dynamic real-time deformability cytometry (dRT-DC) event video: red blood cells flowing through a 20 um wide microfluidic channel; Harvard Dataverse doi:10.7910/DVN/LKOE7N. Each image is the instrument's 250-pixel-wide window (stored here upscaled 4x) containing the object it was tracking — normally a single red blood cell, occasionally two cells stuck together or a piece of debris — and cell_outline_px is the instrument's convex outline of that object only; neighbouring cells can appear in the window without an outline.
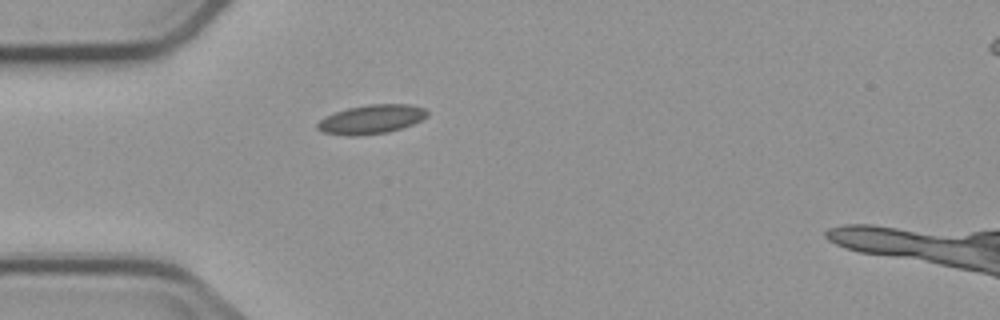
{"species": "common noctule bat (a hibernating species)", "species_latin": "Nyctalus noctula", "temperature_condition": "cold", "stored_images_in_passage": 4, "camera_frame_rate_fps": 3000, "um_per_image_px": 0.085, "animal": {"sex": "male", "body_mass_g": 23.1, "forearm_length_mm": 52.7}, "frame": {"image": 1, "passage_image": 4, "time_ms": 3.667, "image_size_px": [1000, 320], "cell_outline_px": [[428, 116], [412, 124], [388, 132], [352, 136], [348, 136], [324, 132], [316, 128], [316, 124], [324, 116], [348, 108], [368, 104], [408, 104], [424, 108], [428, 112]], "centroid_in_image_um": [31.55, 10.13], "position_along_channel_um": 53.5, "area_um2": 18.44}}